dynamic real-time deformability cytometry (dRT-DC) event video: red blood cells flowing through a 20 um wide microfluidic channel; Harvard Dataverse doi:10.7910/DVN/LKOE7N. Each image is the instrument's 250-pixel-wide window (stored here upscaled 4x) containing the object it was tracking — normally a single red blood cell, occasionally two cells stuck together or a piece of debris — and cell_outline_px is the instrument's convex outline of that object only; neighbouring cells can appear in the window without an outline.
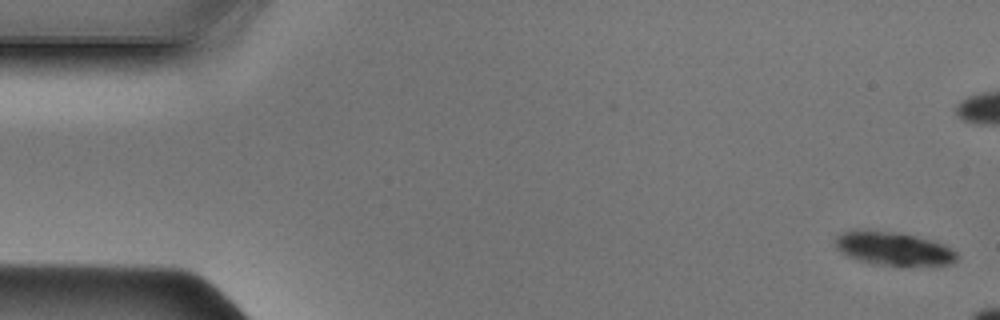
{"species": "Egyptian fruit bat (a non-hibernating species)", "species_latin": "Rousettus aegyptiacus", "temperature_condition": "cold", "stored_images_in_passage": 10, "camera_frame_rate_fps": 3000, "um_per_image_px": 0.085, "animal": {"sex": "male"}, "frame": {"image": 1, "passage_image": 1, "time_ms": 0.0, "image_size_px": [1000, 320], "cell_outline_px": [[960, 256], [956, 260], [948, 264], [932, 268], [900, 268], [872, 264], [848, 256], [836, 248], [836, 236], [840, 232], [856, 228], [900, 232], [932, 240], [944, 244], [956, 252]], "centroid_in_image_um": [76.0, 21.17], "position_along_channel_um": 9.0, "area_um2": 25.2}}